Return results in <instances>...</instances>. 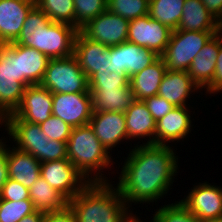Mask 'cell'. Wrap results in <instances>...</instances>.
Masks as SVG:
<instances>
[{
	"label": "cell",
	"mask_w": 222,
	"mask_h": 222,
	"mask_svg": "<svg viewBox=\"0 0 222 222\" xmlns=\"http://www.w3.org/2000/svg\"><path fill=\"white\" fill-rule=\"evenodd\" d=\"M136 216L137 215H134L132 211H130V213L125 217L123 222H142L141 219ZM149 222H156L154 216Z\"/></svg>",
	"instance_id": "46"
},
{
	"label": "cell",
	"mask_w": 222,
	"mask_h": 222,
	"mask_svg": "<svg viewBox=\"0 0 222 222\" xmlns=\"http://www.w3.org/2000/svg\"><path fill=\"white\" fill-rule=\"evenodd\" d=\"M39 125L49 140L68 142L72 127L60 118L51 115L45 122H42Z\"/></svg>",
	"instance_id": "36"
},
{
	"label": "cell",
	"mask_w": 222,
	"mask_h": 222,
	"mask_svg": "<svg viewBox=\"0 0 222 222\" xmlns=\"http://www.w3.org/2000/svg\"><path fill=\"white\" fill-rule=\"evenodd\" d=\"M44 213L35 211L34 213L25 216L19 222H43Z\"/></svg>",
	"instance_id": "45"
},
{
	"label": "cell",
	"mask_w": 222,
	"mask_h": 222,
	"mask_svg": "<svg viewBox=\"0 0 222 222\" xmlns=\"http://www.w3.org/2000/svg\"><path fill=\"white\" fill-rule=\"evenodd\" d=\"M93 112H125L135 100L130 87L89 89Z\"/></svg>",
	"instance_id": "25"
},
{
	"label": "cell",
	"mask_w": 222,
	"mask_h": 222,
	"mask_svg": "<svg viewBox=\"0 0 222 222\" xmlns=\"http://www.w3.org/2000/svg\"><path fill=\"white\" fill-rule=\"evenodd\" d=\"M112 182H89L68 207L76 222H123L130 213L117 186Z\"/></svg>",
	"instance_id": "2"
},
{
	"label": "cell",
	"mask_w": 222,
	"mask_h": 222,
	"mask_svg": "<svg viewBox=\"0 0 222 222\" xmlns=\"http://www.w3.org/2000/svg\"><path fill=\"white\" fill-rule=\"evenodd\" d=\"M50 18L35 4L26 16L18 38L13 42L41 50L43 30Z\"/></svg>",
	"instance_id": "29"
},
{
	"label": "cell",
	"mask_w": 222,
	"mask_h": 222,
	"mask_svg": "<svg viewBox=\"0 0 222 222\" xmlns=\"http://www.w3.org/2000/svg\"><path fill=\"white\" fill-rule=\"evenodd\" d=\"M43 222H76L74 214L67 206L59 212L44 213Z\"/></svg>",
	"instance_id": "42"
},
{
	"label": "cell",
	"mask_w": 222,
	"mask_h": 222,
	"mask_svg": "<svg viewBox=\"0 0 222 222\" xmlns=\"http://www.w3.org/2000/svg\"><path fill=\"white\" fill-rule=\"evenodd\" d=\"M111 155L89 124L72 128L67 142V158L89 182H110L102 172L111 165L113 167L115 162Z\"/></svg>",
	"instance_id": "3"
},
{
	"label": "cell",
	"mask_w": 222,
	"mask_h": 222,
	"mask_svg": "<svg viewBox=\"0 0 222 222\" xmlns=\"http://www.w3.org/2000/svg\"><path fill=\"white\" fill-rule=\"evenodd\" d=\"M20 77L28 84H40L50 58L40 50L18 44Z\"/></svg>",
	"instance_id": "28"
},
{
	"label": "cell",
	"mask_w": 222,
	"mask_h": 222,
	"mask_svg": "<svg viewBox=\"0 0 222 222\" xmlns=\"http://www.w3.org/2000/svg\"><path fill=\"white\" fill-rule=\"evenodd\" d=\"M52 93L40 84L26 87L20 106L13 113L19 119L41 124L52 115Z\"/></svg>",
	"instance_id": "15"
},
{
	"label": "cell",
	"mask_w": 222,
	"mask_h": 222,
	"mask_svg": "<svg viewBox=\"0 0 222 222\" xmlns=\"http://www.w3.org/2000/svg\"><path fill=\"white\" fill-rule=\"evenodd\" d=\"M0 199L9 201L30 200L29 189L9 178L0 192Z\"/></svg>",
	"instance_id": "38"
},
{
	"label": "cell",
	"mask_w": 222,
	"mask_h": 222,
	"mask_svg": "<svg viewBox=\"0 0 222 222\" xmlns=\"http://www.w3.org/2000/svg\"><path fill=\"white\" fill-rule=\"evenodd\" d=\"M154 213L156 222H202L180 201L159 207Z\"/></svg>",
	"instance_id": "34"
},
{
	"label": "cell",
	"mask_w": 222,
	"mask_h": 222,
	"mask_svg": "<svg viewBox=\"0 0 222 222\" xmlns=\"http://www.w3.org/2000/svg\"><path fill=\"white\" fill-rule=\"evenodd\" d=\"M35 4L51 21L75 27L74 0H35Z\"/></svg>",
	"instance_id": "31"
},
{
	"label": "cell",
	"mask_w": 222,
	"mask_h": 222,
	"mask_svg": "<svg viewBox=\"0 0 222 222\" xmlns=\"http://www.w3.org/2000/svg\"><path fill=\"white\" fill-rule=\"evenodd\" d=\"M189 107L191 106H176L156 121L155 145H169L171 142L188 138L191 127L193 128Z\"/></svg>",
	"instance_id": "18"
},
{
	"label": "cell",
	"mask_w": 222,
	"mask_h": 222,
	"mask_svg": "<svg viewBox=\"0 0 222 222\" xmlns=\"http://www.w3.org/2000/svg\"><path fill=\"white\" fill-rule=\"evenodd\" d=\"M6 145L8 176L30 189L41 176V163L30 153ZM8 147V148H7Z\"/></svg>",
	"instance_id": "21"
},
{
	"label": "cell",
	"mask_w": 222,
	"mask_h": 222,
	"mask_svg": "<svg viewBox=\"0 0 222 222\" xmlns=\"http://www.w3.org/2000/svg\"><path fill=\"white\" fill-rule=\"evenodd\" d=\"M35 0H0V44L14 42Z\"/></svg>",
	"instance_id": "19"
},
{
	"label": "cell",
	"mask_w": 222,
	"mask_h": 222,
	"mask_svg": "<svg viewBox=\"0 0 222 222\" xmlns=\"http://www.w3.org/2000/svg\"><path fill=\"white\" fill-rule=\"evenodd\" d=\"M40 171L41 177L68 201L89 183L68 158L42 162Z\"/></svg>",
	"instance_id": "8"
},
{
	"label": "cell",
	"mask_w": 222,
	"mask_h": 222,
	"mask_svg": "<svg viewBox=\"0 0 222 222\" xmlns=\"http://www.w3.org/2000/svg\"><path fill=\"white\" fill-rule=\"evenodd\" d=\"M219 22L213 18L201 0H185L177 30L218 31Z\"/></svg>",
	"instance_id": "26"
},
{
	"label": "cell",
	"mask_w": 222,
	"mask_h": 222,
	"mask_svg": "<svg viewBox=\"0 0 222 222\" xmlns=\"http://www.w3.org/2000/svg\"><path fill=\"white\" fill-rule=\"evenodd\" d=\"M52 115L72 128L87 125L92 116L91 93H52Z\"/></svg>",
	"instance_id": "13"
},
{
	"label": "cell",
	"mask_w": 222,
	"mask_h": 222,
	"mask_svg": "<svg viewBox=\"0 0 222 222\" xmlns=\"http://www.w3.org/2000/svg\"><path fill=\"white\" fill-rule=\"evenodd\" d=\"M78 31L72 25L50 21L43 30L40 51L50 59L74 55V42Z\"/></svg>",
	"instance_id": "17"
},
{
	"label": "cell",
	"mask_w": 222,
	"mask_h": 222,
	"mask_svg": "<svg viewBox=\"0 0 222 222\" xmlns=\"http://www.w3.org/2000/svg\"><path fill=\"white\" fill-rule=\"evenodd\" d=\"M217 34L220 36L221 40H222V22L219 23V27H218V32Z\"/></svg>",
	"instance_id": "47"
},
{
	"label": "cell",
	"mask_w": 222,
	"mask_h": 222,
	"mask_svg": "<svg viewBox=\"0 0 222 222\" xmlns=\"http://www.w3.org/2000/svg\"><path fill=\"white\" fill-rule=\"evenodd\" d=\"M180 202L202 222L222 218V188L208 182L198 183Z\"/></svg>",
	"instance_id": "9"
},
{
	"label": "cell",
	"mask_w": 222,
	"mask_h": 222,
	"mask_svg": "<svg viewBox=\"0 0 222 222\" xmlns=\"http://www.w3.org/2000/svg\"><path fill=\"white\" fill-rule=\"evenodd\" d=\"M124 113L128 141L131 140L132 142L135 138L136 141L144 138L147 142L144 141L142 144H155L156 121L144 101L134 100Z\"/></svg>",
	"instance_id": "22"
},
{
	"label": "cell",
	"mask_w": 222,
	"mask_h": 222,
	"mask_svg": "<svg viewBox=\"0 0 222 222\" xmlns=\"http://www.w3.org/2000/svg\"><path fill=\"white\" fill-rule=\"evenodd\" d=\"M5 136L0 139V192L6 183V181L9 179L8 176V166H7V156H6V142H4Z\"/></svg>",
	"instance_id": "43"
},
{
	"label": "cell",
	"mask_w": 222,
	"mask_h": 222,
	"mask_svg": "<svg viewBox=\"0 0 222 222\" xmlns=\"http://www.w3.org/2000/svg\"><path fill=\"white\" fill-rule=\"evenodd\" d=\"M155 121L166 116L175 106L164 98L156 95L143 100Z\"/></svg>",
	"instance_id": "39"
},
{
	"label": "cell",
	"mask_w": 222,
	"mask_h": 222,
	"mask_svg": "<svg viewBox=\"0 0 222 222\" xmlns=\"http://www.w3.org/2000/svg\"><path fill=\"white\" fill-rule=\"evenodd\" d=\"M171 146L136 144L130 147L119 180L114 184L129 208H132V203L152 202L153 205L172 189L179 170V157Z\"/></svg>",
	"instance_id": "1"
},
{
	"label": "cell",
	"mask_w": 222,
	"mask_h": 222,
	"mask_svg": "<svg viewBox=\"0 0 222 222\" xmlns=\"http://www.w3.org/2000/svg\"><path fill=\"white\" fill-rule=\"evenodd\" d=\"M172 30L149 15L130 20L127 41L162 55L170 41Z\"/></svg>",
	"instance_id": "11"
},
{
	"label": "cell",
	"mask_w": 222,
	"mask_h": 222,
	"mask_svg": "<svg viewBox=\"0 0 222 222\" xmlns=\"http://www.w3.org/2000/svg\"><path fill=\"white\" fill-rule=\"evenodd\" d=\"M107 9L130 21L149 14V0H107Z\"/></svg>",
	"instance_id": "32"
},
{
	"label": "cell",
	"mask_w": 222,
	"mask_h": 222,
	"mask_svg": "<svg viewBox=\"0 0 222 222\" xmlns=\"http://www.w3.org/2000/svg\"><path fill=\"white\" fill-rule=\"evenodd\" d=\"M20 77L18 44H0V119L15 112L20 106L26 87Z\"/></svg>",
	"instance_id": "4"
},
{
	"label": "cell",
	"mask_w": 222,
	"mask_h": 222,
	"mask_svg": "<svg viewBox=\"0 0 222 222\" xmlns=\"http://www.w3.org/2000/svg\"><path fill=\"white\" fill-rule=\"evenodd\" d=\"M222 40L218 34H215L209 42L201 49L193 59L188 74L191 79L203 90L212 81L217 56Z\"/></svg>",
	"instance_id": "23"
},
{
	"label": "cell",
	"mask_w": 222,
	"mask_h": 222,
	"mask_svg": "<svg viewBox=\"0 0 222 222\" xmlns=\"http://www.w3.org/2000/svg\"><path fill=\"white\" fill-rule=\"evenodd\" d=\"M2 125L9 141L12 139L15 142V148L32 154L40 163L45 162V147L49 138L39 124L23 121L12 113L2 120Z\"/></svg>",
	"instance_id": "7"
},
{
	"label": "cell",
	"mask_w": 222,
	"mask_h": 222,
	"mask_svg": "<svg viewBox=\"0 0 222 222\" xmlns=\"http://www.w3.org/2000/svg\"><path fill=\"white\" fill-rule=\"evenodd\" d=\"M75 28L79 31L107 9V0H74Z\"/></svg>",
	"instance_id": "33"
},
{
	"label": "cell",
	"mask_w": 222,
	"mask_h": 222,
	"mask_svg": "<svg viewBox=\"0 0 222 222\" xmlns=\"http://www.w3.org/2000/svg\"><path fill=\"white\" fill-rule=\"evenodd\" d=\"M129 20L115 15L106 9L81 28V32L89 39L108 47L127 41Z\"/></svg>",
	"instance_id": "10"
},
{
	"label": "cell",
	"mask_w": 222,
	"mask_h": 222,
	"mask_svg": "<svg viewBox=\"0 0 222 222\" xmlns=\"http://www.w3.org/2000/svg\"><path fill=\"white\" fill-rule=\"evenodd\" d=\"M74 56L87 79L93 74L112 72L110 47L87 38L78 31L74 42Z\"/></svg>",
	"instance_id": "12"
},
{
	"label": "cell",
	"mask_w": 222,
	"mask_h": 222,
	"mask_svg": "<svg viewBox=\"0 0 222 222\" xmlns=\"http://www.w3.org/2000/svg\"><path fill=\"white\" fill-rule=\"evenodd\" d=\"M167 71L164 60L160 56L155 62L132 75L129 80L135 100H144L156 96L161 80Z\"/></svg>",
	"instance_id": "24"
},
{
	"label": "cell",
	"mask_w": 222,
	"mask_h": 222,
	"mask_svg": "<svg viewBox=\"0 0 222 222\" xmlns=\"http://www.w3.org/2000/svg\"><path fill=\"white\" fill-rule=\"evenodd\" d=\"M214 222H222V218L218 219L217 221H214Z\"/></svg>",
	"instance_id": "48"
},
{
	"label": "cell",
	"mask_w": 222,
	"mask_h": 222,
	"mask_svg": "<svg viewBox=\"0 0 222 222\" xmlns=\"http://www.w3.org/2000/svg\"><path fill=\"white\" fill-rule=\"evenodd\" d=\"M31 200L9 201L0 199V222H19L34 213Z\"/></svg>",
	"instance_id": "35"
},
{
	"label": "cell",
	"mask_w": 222,
	"mask_h": 222,
	"mask_svg": "<svg viewBox=\"0 0 222 222\" xmlns=\"http://www.w3.org/2000/svg\"><path fill=\"white\" fill-rule=\"evenodd\" d=\"M185 0H149V16L170 28L177 30L182 18Z\"/></svg>",
	"instance_id": "30"
},
{
	"label": "cell",
	"mask_w": 222,
	"mask_h": 222,
	"mask_svg": "<svg viewBox=\"0 0 222 222\" xmlns=\"http://www.w3.org/2000/svg\"><path fill=\"white\" fill-rule=\"evenodd\" d=\"M112 72L131 77L155 62L160 55L155 51L142 48L139 45L126 41L110 47Z\"/></svg>",
	"instance_id": "14"
},
{
	"label": "cell",
	"mask_w": 222,
	"mask_h": 222,
	"mask_svg": "<svg viewBox=\"0 0 222 222\" xmlns=\"http://www.w3.org/2000/svg\"><path fill=\"white\" fill-rule=\"evenodd\" d=\"M206 94H218L222 91V45L220 46L219 53L217 56L215 73L212 81L205 87Z\"/></svg>",
	"instance_id": "41"
},
{
	"label": "cell",
	"mask_w": 222,
	"mask_h": 222,
	"mask_svg": "<svg viewBox=\"0 0 222 222\" xmlns=\"http://www.w3.org/2000/svg\"><path fill=\"white\" fill-rule=\"evenodd\" d=\"M209 13L219 23L222 22V0H201Z\"/></svg>",
	"instance_id": "44"
},
{
	"label": "cell",
	"mask_w": 222,
	"mask_h": 222,
	"mask_svg": "<svg viewBox=\"0 0 222 222\" xmlns=\"http://www.w3.org/2000/svg\"><path fill=\"white\" fill-rule=\"evenodd\" d=\"M218 31H172L161 55L167 70L188 71L193 59Z\"/></svg>",
	"instance_id": "5"
},
{
	"label": "cell",
	"mask_w": 222,
	"mask_h": 222,
	"mask_svg": "<svg viewBox=\"0 0 222 222\" xmlns=\"http://www.w3.org/2000/svg\"><path fill=\"white\" fill-rule=\"evenodd\" d=\"M67 158V143L49 140L45 147V162Z\"/></svg>",
	"instance_id": "40"
},
{
	"label": "cell",
	"mask_w": 222,
	"mask_h": 222,
	"mask_svg": "<svg viewBox=\"0 0 222 222\" xmlns=\"http://www.w3.org/2000/svg\"><path fill=\"white\" fill-rule=\"evenodd\" d=\"M89 125L109 153L121 141L128 140L124 112H93Z\"/></svg>",
	"instance_id": "16"
},
{
	"label": "cell",
	"mask_w": 222,
	"mask_h": 222,
	"mask_svg": "<svg viewBox=\"0 0 222 222\" xmlns=\"http://www.w3.org/2000/svg\"><path fill=\"white\" fill-rule=\"evenodd\" d=\"M29 197L34 210L42 213L59 212L68 206V200L41 176L30 187Z\"/></svg>",
	"instance_id": "27"
},
{
	"label": "cell",
	"mask_w": 222,
	"mask_h": 222,
	"mask_svg": "<svg viewBox=\"0 0 222 222\" xmlns=\"http://www.w3.org/2000/svg\"><path fill=\"white\" fill-rule=\"evenodd\" d=\"M40 85L51 93H90L88 79L74 55L50 59Z\"/></svg>",
	"instance_id": "6"
},
{
	"label": "cell",
	"mask_w": 222,
	"mask_h": 222,
	"mask_svg": "<svg viewBox=\"0 0 222 222\" xmlns=\"http://www.w3.org/2000/svg\"><path fill=\"white\" fill-rule=\"evenodd\" d=\"M130 77L119 75L116 72L105 74H93L88 79L89 89H104V87H130Z\"/></svg>",
	"instance_id": "37"
},
{
	"label": "cell",
	"mask_w": 222,
	"mask_h": 222,
	"mask_svg": "<svg viewBox=\"0 0 222 222\" xmlns=\"http://www.w3.org/2000/svg\"><path fill=\"white\" fill-rule=\"evenodd\" d=\"M201 91L187 71L167 70L159 86L158 96L176 106H187L190 95ZM193 92V93H192ZM188 100V101H187Z\"/></svg>",
	"instance_id": "20"
}]
</instances>
